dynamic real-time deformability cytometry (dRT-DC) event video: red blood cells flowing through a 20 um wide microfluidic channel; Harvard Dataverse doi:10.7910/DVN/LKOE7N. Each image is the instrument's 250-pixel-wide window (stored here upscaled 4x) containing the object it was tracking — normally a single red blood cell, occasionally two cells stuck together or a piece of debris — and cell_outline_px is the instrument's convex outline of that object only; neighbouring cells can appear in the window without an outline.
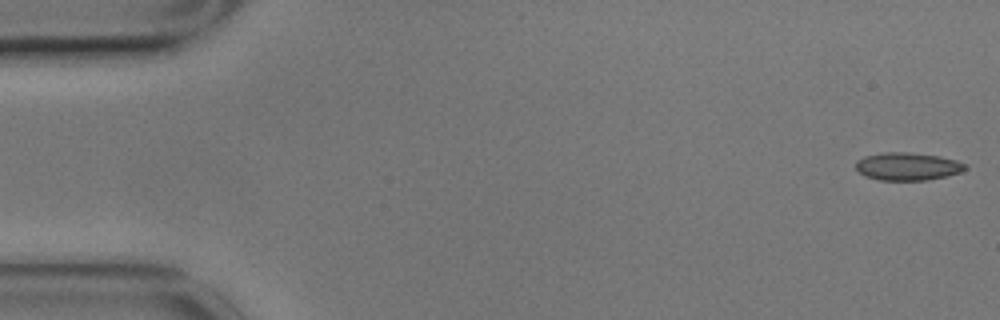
{"species": "common noctule bat (a hibernating species)", "species_latin": "Nyctalus noctula", "temperature_condition": "cold", "stored_images_in_passage": 5, "camera_frame_rate_fps": 3000, "um_per_image_px": 0.085, "animal": {"sex": "male", "body_mass_g": 17.9}, "frame": {"image": 1, "passage_image": 1, "time_ms": 0.0, "image_size_px": [1000, 320], "cell_outline_px": [[968, 168], [960, 172], [948, 176], [928, 180], [880, 180], [864, 176], [856, 168], [856, 160], [864, 156], [884, 152], [908, 152], [940, 156], [956, 160], [968, 164]], "centroid_in_image_um": [77.17, 14.14], "position_along_channel_um": 7.8, "area_um2": 17.92}}